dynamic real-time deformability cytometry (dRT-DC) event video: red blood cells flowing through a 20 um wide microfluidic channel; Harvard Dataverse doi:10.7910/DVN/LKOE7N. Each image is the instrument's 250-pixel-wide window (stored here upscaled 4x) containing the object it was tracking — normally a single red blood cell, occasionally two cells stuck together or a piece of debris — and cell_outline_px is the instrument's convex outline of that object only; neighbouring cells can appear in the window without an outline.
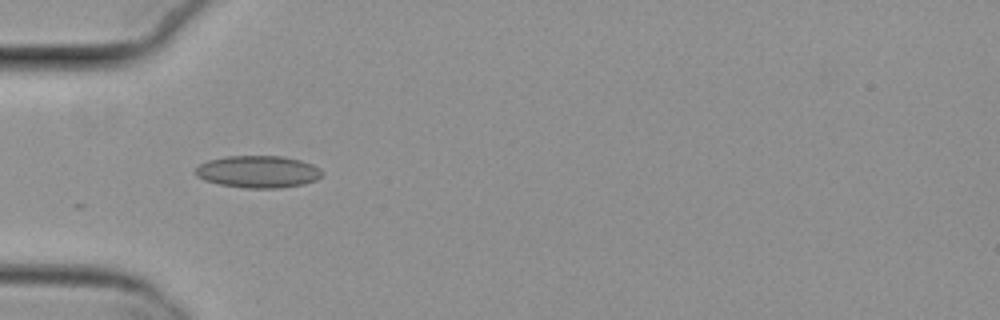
{"species": "common noctule bat (a hibernating species)", "species_latin": "Nyctalus noctula", "temperature_condition": "cold", "stored_images_in_passage": 5, "camera_frame_rate_fps": 3000, "um_per_image_px": 0.085, "animal": {"sex": "female", "body_mass_g": 29.2, "forearm_length_mm": 56.3}, "frame": {"image": 1, "passage_image": 1, "time_ms": 0.0, "image_size_px": [1000, 320], "cell_outline_px": [[324, 176], [316, 180], [304, 184], [280, 188], [244, 188], [220, 184], [204, 180], [196, 176], [192, 172], [200, 164], [208, 160], [224, 156], [284, 156], [300, 160], [312, 164], [320, 168], [324, 172]], "centroid_in_image_um": [21.95, 14.59], "position_along_channel_um": 63.1, "area_um2": 24.04}}